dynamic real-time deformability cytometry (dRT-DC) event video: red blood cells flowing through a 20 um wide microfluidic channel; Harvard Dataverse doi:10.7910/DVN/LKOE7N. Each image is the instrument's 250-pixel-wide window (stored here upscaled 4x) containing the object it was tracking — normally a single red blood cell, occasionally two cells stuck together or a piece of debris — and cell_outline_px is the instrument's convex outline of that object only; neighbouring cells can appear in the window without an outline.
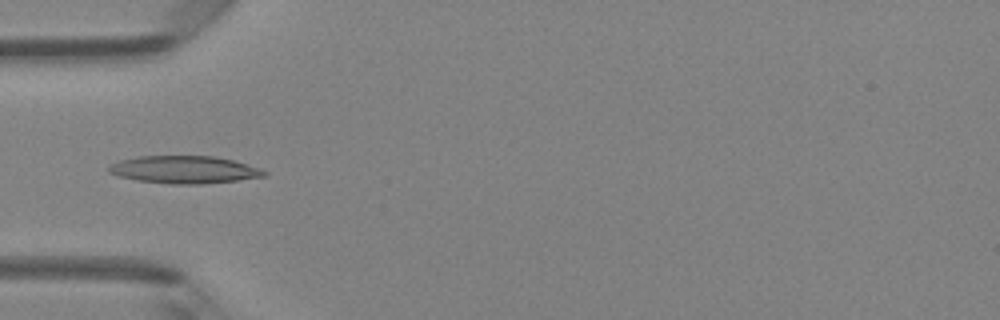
{"species": "Egyptian fruit bat (a non-hibernating species)", "species_latin": "Rousettus aegyptiacus", "temperature_condition": "room temperature", "stored_images_in_passage": 5, "camera_frame_rate_fps": 3000, "um_per_image_px": 0.085, "animal": {"sex": "female"}, "frame": {"image": 1, "passage_image": 5, "time_ms": 1.333, "image_size_px": [1000, 320], "cell_outline_px": [[268, 172], [264, 176], [236, 180], [200, 184], [172, 184], [140, 180], [120, 176], [108, 172], [108, 168], [112, 164], [120, 160], [140, 156], [212, 156], [232, 160], [260, 168]], "centroid_in_image_um": [15.67, 14.41], "position_along_channel_um": 69.3, "area_um2": 24.51}}